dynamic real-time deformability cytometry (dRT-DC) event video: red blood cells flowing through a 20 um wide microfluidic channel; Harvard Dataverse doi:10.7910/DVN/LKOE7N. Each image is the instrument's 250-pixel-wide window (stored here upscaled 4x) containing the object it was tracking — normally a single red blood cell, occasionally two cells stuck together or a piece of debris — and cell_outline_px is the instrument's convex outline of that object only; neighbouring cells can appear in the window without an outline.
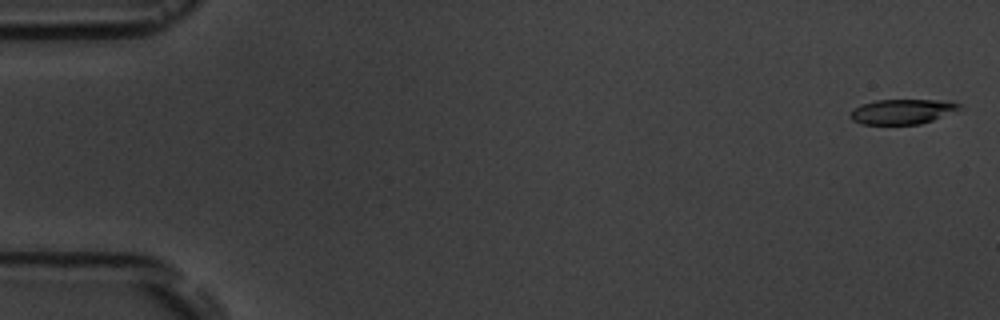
{"species": "common noctule bat (a hibernating species)", "species_latin": "Nyctalus noctula", "temperature_condition": "room temperature", "stored_images_in_passage": 3, "camera_frame_rate_fps": 3000, "um_per_image_px": 0.085, "animal": {"sex": "male", "body_mass_g": 19.5, "forearm_length_mm": 54.6}, "frame": {"image": 1, "passage_image": 1, "time_ms": 0.0, "image_size_px": [1000, 320], "cell_outline_px": [[960, 104], [956, 108], [932, 120], [920, 124], [860, 124], [852, 120], [848, 116], [860, 104], [876, 100], [948, 100]], "centroid_in_image_um": [76.58, 9.48], "position_along_channel_um": 8.4, "area_um2": 15.43}}